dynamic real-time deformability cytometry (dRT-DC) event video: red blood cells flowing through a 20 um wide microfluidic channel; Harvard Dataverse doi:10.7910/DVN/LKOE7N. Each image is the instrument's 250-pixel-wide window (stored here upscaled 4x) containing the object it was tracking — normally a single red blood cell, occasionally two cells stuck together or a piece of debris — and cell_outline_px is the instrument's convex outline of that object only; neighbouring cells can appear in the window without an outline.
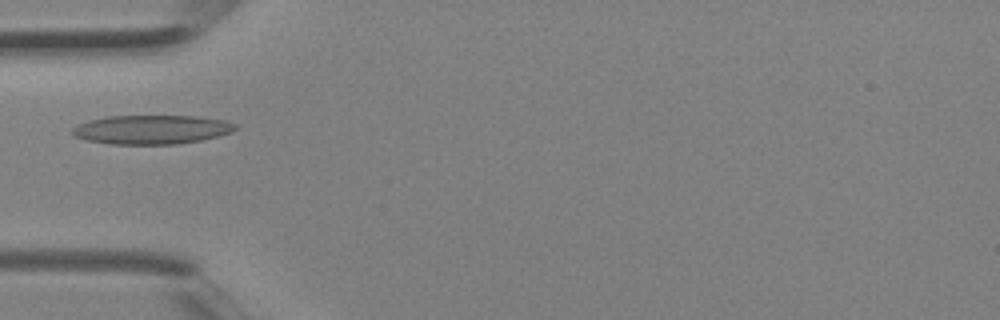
{"species": "Egyptian fruit bat (a non-hibernating species)", "species_latin": "Rousettus aegyptiacus", "temperature_condition": "room temperature", "stored_images_in_passage": 1, "camera_frame_rate_fps": 3000, "um_per_image_px": 0.085, "animal": {"sex": "female"}, "frame": {"image": 1, "passage_image": 1, "time_ms": 0.0, "image_size_px": [1000, 320], "cell_outline_px": [[236, 128], [228, 132], [216, 136], [200, 140], [176, 144], [108, 144], [88, 140], [76, 136], [72, 132], [72, 128], [88, 120], [104, 116], [196, 116], [224, 120], [236, 124]], "centroid_in_image_um": [12.85, 11.0], "position_along_channel_um": 72.1, "area_um2": 27.28}}